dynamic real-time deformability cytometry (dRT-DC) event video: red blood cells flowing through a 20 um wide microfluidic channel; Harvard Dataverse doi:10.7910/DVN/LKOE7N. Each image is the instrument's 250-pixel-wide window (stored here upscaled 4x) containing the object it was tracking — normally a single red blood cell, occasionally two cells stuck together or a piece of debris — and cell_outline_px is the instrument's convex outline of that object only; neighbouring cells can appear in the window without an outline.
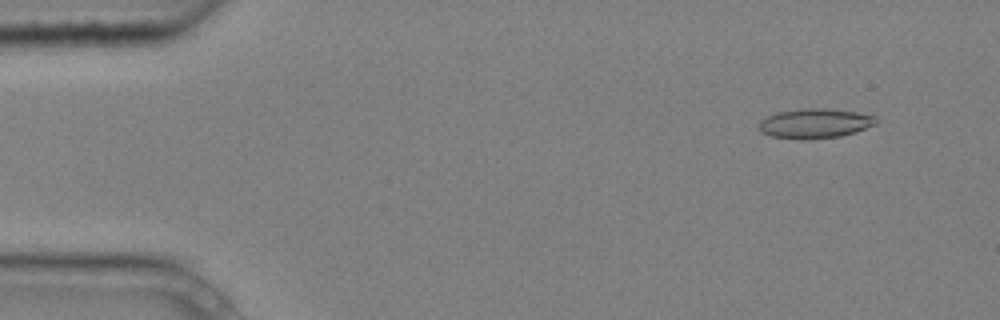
{"species": "common noctule bat (a hibernating species)", "species_latin": "Nyctalus noctula", "temperature_condition": "cold", "stored_images_in_passage": 4, "camera_frame_rate_fps": 3000, "um_per_image_px": 0.085, "animal": {"sex": "male", "body_mass_g": 20.4}, "frame": {"image": 1, "passage_image": 2, "time_ms": 0.333, "image_size_px": [1000, 320], "cell_outline_px": [[876, 124], [856, 132], [840, 136], [808, 140], [800, 140], [772, 136], [760, 132], [760, 120], [776, 112], [804, 108], [824, 108], [856, 112], [876, 116]], "centroid_in_image_um": [69.26, 10.5], "position_along_channel_um": 15.7, "area_um2": 20.35}}